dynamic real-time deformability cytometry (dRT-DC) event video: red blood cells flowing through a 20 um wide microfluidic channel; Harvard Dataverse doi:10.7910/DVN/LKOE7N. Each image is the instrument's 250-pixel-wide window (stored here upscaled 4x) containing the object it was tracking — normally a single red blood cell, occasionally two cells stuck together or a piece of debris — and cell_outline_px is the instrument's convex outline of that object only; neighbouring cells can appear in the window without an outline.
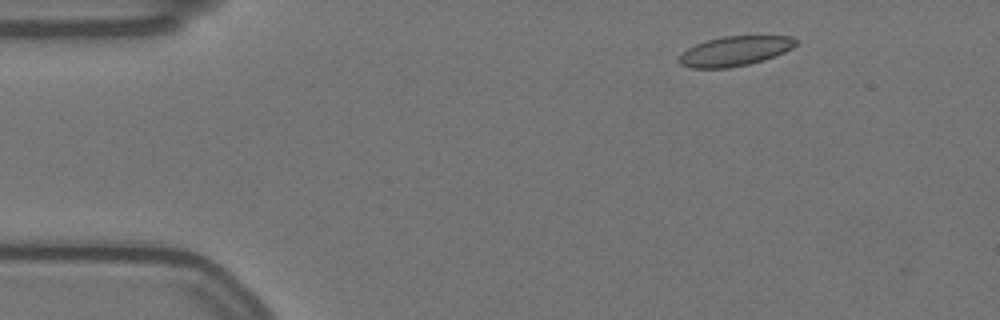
{"species": "Egyptian fruit bat (a non-hibernating species)", "species_latin": "Rousettus aegyptiacus", "temperature_condition": "warm", "stored_images_in_passage": 55, "camera_frame_rate_fps": 3000, "um_per_image_px": 0.085, "animal": {"sex": "female"}, "frame": {"image": 1, "passage_image": 5, "time_ms": 1.333, "image_size_px": [1000, 320], "cell_outline_px": [[796, 44], [792, 48], [784, 52], [764, 60], [748, 64], [728, 68], [688, 68], [680, 64], [680, 56], [688, 48], [696, 44], [708, 40], [724, 36], [792, 36], [796, 40]], "centroid_in_image_um": [62.47, 4.34], "position_along_channel_um": 22.5, "area_um2": 20.0}}
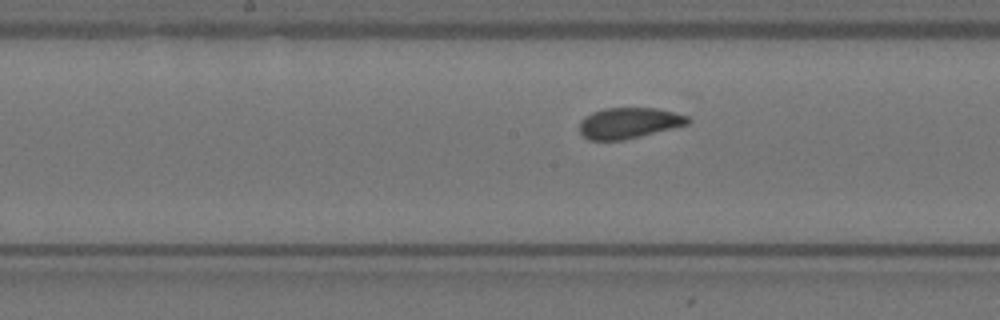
{"frame": {"image": 2, "passage_image": 26, "time_ms": 8.333, "image_size_px": [1000, 320], "cell_outline_px": [[692, 120], [688, 124], [624, 140], [588, 140], [580, 132], [580, 120], [584, 116], [592, 112], [604, 108], [656, 108], [688, 116]], "centroid_in_image_um": [53.43, 10.45], "position_along_channel_um": 194.8, "area_um2": 19.42}}
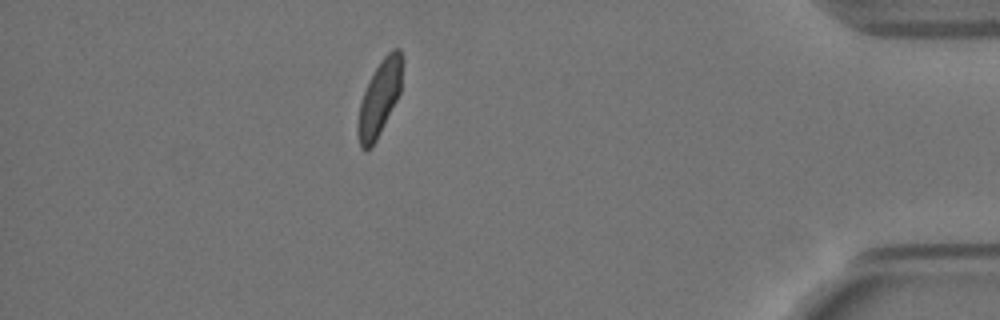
{"frame": {"image": 3, "passage_image": 48, "time_ms": 15.667, "image_size_px": [1000, 320], "cell_outline_px": [[404, 64], [400, 92], [372, 148], [364, 152], [360, 148], [356, 132], [356, 124], [360, 100], [380, 60], [392, 48], [400, 48], [404, 60]], "centroid_in_image_um": [32.25, 8.35], "position_along_channel_um": 403.0, "area_um2": 19.77}, "authors_computed_cell_mechanics": {"area_um2": 19.941, "velocity_mm_per_s": 3.4853, "shape_relaxation_time_tau1_ms": 4.7124, "shape_relaxation_time_tau2_ms": 0.6409, "deformation_change_tau1": 0.0999, "deformation_change_tau2": 0.0515}}